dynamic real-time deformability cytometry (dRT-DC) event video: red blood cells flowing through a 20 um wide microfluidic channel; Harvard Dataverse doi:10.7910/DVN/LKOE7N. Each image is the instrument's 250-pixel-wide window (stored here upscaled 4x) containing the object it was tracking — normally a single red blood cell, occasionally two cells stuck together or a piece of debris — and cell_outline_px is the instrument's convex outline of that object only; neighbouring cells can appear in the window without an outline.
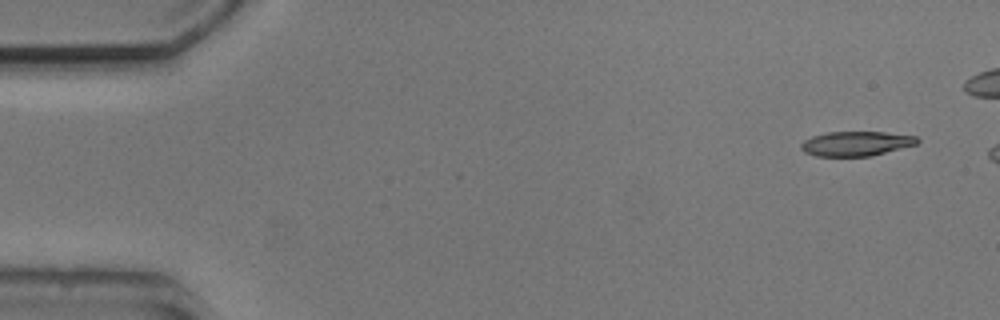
{"species": "common noctule bat (a hibernating species)", "species_latin": "Nyctalus noctula", "temperature_condition": "cold", "stored_images_in_passage": 2, "camera_frame_rate_fps": 3000, "um_per_image_px": 0.085, "animal": {"sex": "male", "body_mass_g": 20.5, "forearm_length_mm": 52.5}, "frame": {"image": 1, "passage_image": 2, "time_ms": 1.0, "image_size_px": [1000, 320], "cell_outline_px": [[920, 140], [916, 144], [872, 156], [816, 156], [804, 152], [800, 148], [800, 144], [804, 140], [812, 136], [828, 132], [884, 132], [916, 136]], "centroid_in_image_um": [72.75, 12.21], "position_along_channel_um": 12.3, "area_um2": 16.65}}